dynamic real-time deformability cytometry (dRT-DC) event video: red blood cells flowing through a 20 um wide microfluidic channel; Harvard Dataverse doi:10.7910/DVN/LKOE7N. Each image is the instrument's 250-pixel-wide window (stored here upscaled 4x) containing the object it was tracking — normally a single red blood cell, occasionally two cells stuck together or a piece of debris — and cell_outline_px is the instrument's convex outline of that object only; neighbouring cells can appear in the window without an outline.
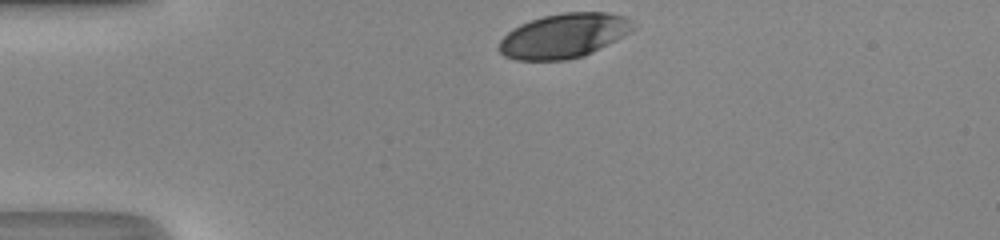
{"species": "human", "species_latin": "Homo sapiens", "temperature_condition": "room temperature", "stored_images_in_passage": 29, "camera_frame_rate_fps": 3000, "um_per_image_px": 0.085, "donor": {"sex": "male"}, "frame": {"image": 1, "passage_image": 1, "time_ms": 0.0, "image_size_px": [1000, 240], "cell_outline_px": [[636, 28], [600, 48], [584, 56], [568, 60], [516, 60], [504, 56], [496, 48], [500, 40], [512, 28], [520, 24], [544, 16], [564, 12], [608, 12], [628, 16]], "centroid_in_image_um": [47.91, 3.04], "position_along_channel_um": 37.1, "area_um2": 34.85}}
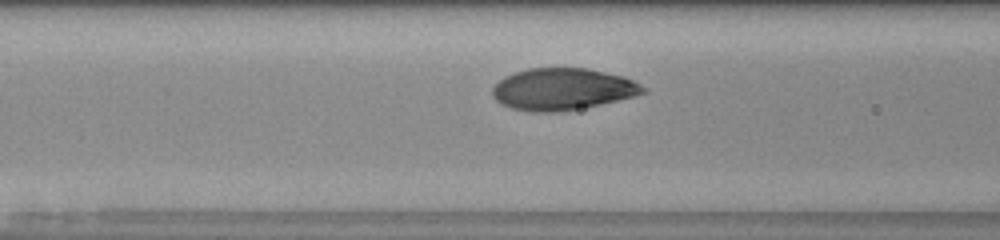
{"frame": {"image": 2, "passage_image": 10, "time_ms": 3.0, "image_size_px": [1000, 240], "cell_outline_px": [[648, 92], [636, 96], [600, 104], [556, 112], [532, 112], [512, 108], [500, 104], [492, 96], [492, 88], [504, 76], [528, 68], [588, 68], [624, 76], [648, 88]], "centroid_in_image_um": [47.83, 7.57], "position_along_channel_um": 118.8, "area_um2": 36.76}}
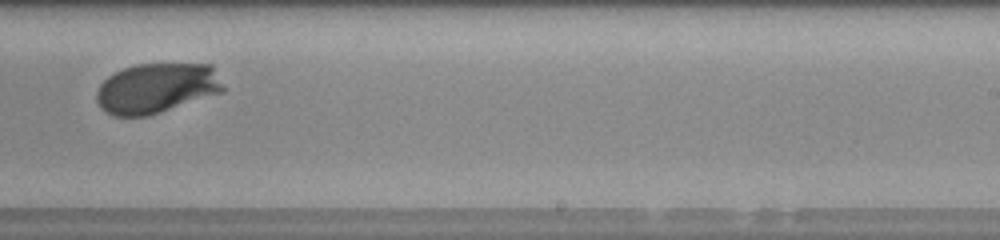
{"frame": {"image": 3, "passage_image": 21, "time_ms": 6.667, "image_size_px": [1000, 240], "cell_outline_px": [[224, 92], [148, 116], [112, 116], [104, 112], [100, 108], [96, 100], [96, 92], [100, 84], [108, 76], [124, 68], [136, 64], [212, 64], [224, 88]], "centroid_in_image_um": [13.29, 7.51], "position_along_channel_um": 275.7, "area_um2": 37.11}, "authors_computed_cell_mechanics": {"area_um2": 36.8186, "velocity_mm_per_s": 4.3066, "shape_relaxation_time_tau1_ms": 1.8367, "shape_relaxation_time_tau2_ms": null, "deformation_change_tau1": 0.1221, "deformation_change_tau2": null}}